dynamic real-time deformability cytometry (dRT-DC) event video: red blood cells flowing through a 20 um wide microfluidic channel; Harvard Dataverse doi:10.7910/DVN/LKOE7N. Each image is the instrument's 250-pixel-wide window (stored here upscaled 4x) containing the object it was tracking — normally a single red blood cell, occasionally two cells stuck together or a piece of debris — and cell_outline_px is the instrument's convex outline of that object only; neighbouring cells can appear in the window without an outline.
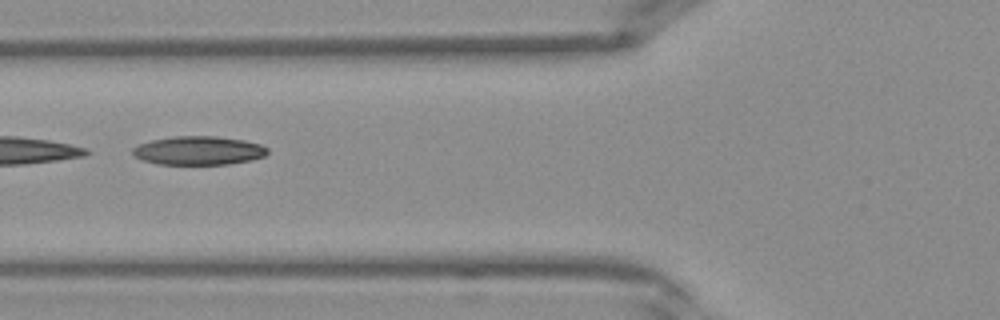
{"species": "Egyptian fruit bat (a non-hibernating species)", "species_latin": "Rousettus aegyptiacus", "temperature_condition": "warm", "stored_images_in_passage": 35, "camera_frame_rate_fps": 3000, "um_per_image_px": 0.085, "frame": {"image": 1, "passage_image": 11, "time_ms": 3.333, "image_size_px": [1000, 320], "cell_outline_px": [[268, 152], [264, 156], [252, 160], [228, 164], [156, 164], [144, 160], [136, 156], [132, 152], [132, 148], [140, 144], [152, 140], [176, 136], [216, 136], [244, 140], [260, 144], [268, 148]], "centroid_in_image_um": [16.91, 12.79], "position_along_channel_um": 108.9, "area_um2": 22.43}}
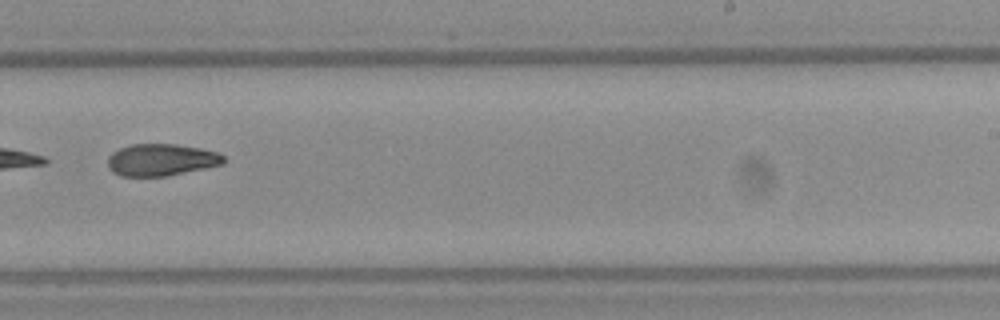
{"frame": {"image": 2, "passage_image": 21, "time_ms": 6.667, "image_size_px": [1000, 320], "cell_outline_px": [[224, 164], [168, 176], [120, 176], [112, 172], [108, 168], [108, 156], [112, 152], [120, 148], [132, 144], [176, 144], [200, 148], [220, 152], [224, 156]], "centroid_in_image_um": [13.71, 13.59], "position_along_channel_um": 275.3, "area_um2": 21.79}}
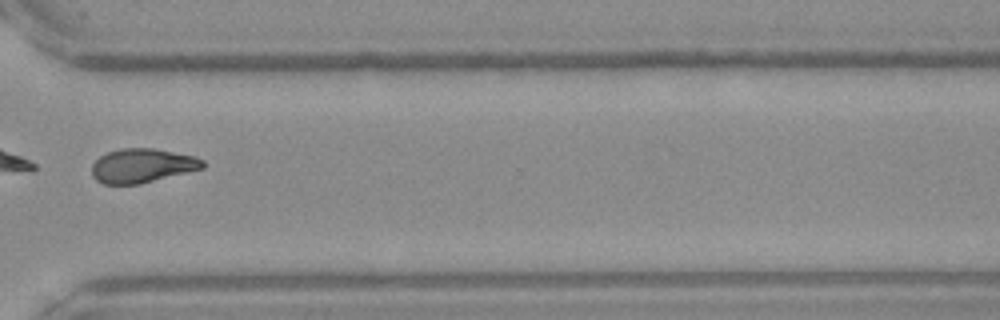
{"frame": {"image": 3, "passage_image": 26, "time_ms": 8.333, "image_size_px": [1000, 320], "cell_outline_px": [[204, 168], [140, 184], [104, 184], [96, 180], [92, 176], [92, 164], [100, 156], [108, 152], [120, 148], [152, 148], [192, 156], [204, 160]], "centroid_in_image_um": [12.06, 14.09], "position_along_channel_um": 358.5, "area_um2": 21.91}}